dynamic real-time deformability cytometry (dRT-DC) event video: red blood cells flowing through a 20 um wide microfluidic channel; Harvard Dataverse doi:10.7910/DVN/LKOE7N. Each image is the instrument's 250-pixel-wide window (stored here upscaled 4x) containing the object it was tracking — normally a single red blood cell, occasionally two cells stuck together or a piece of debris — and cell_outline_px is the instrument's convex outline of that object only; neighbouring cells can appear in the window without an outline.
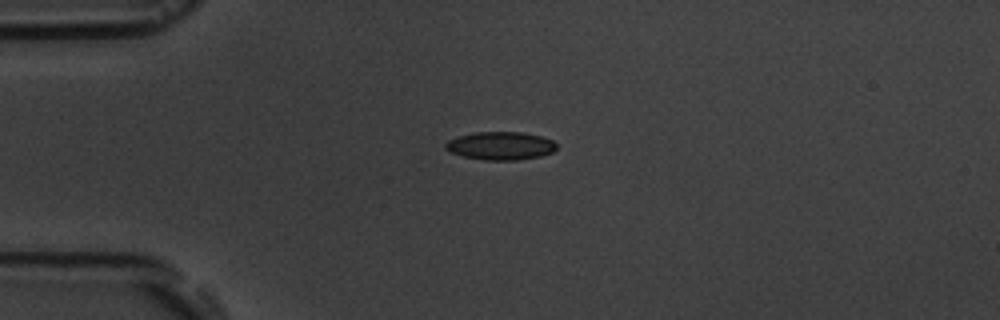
{"species": "common noctule bat (a hibernating species)", "species_latin": "Nyctalus noctula", "temperature_condition": "room temperature", "stored_images_in_passage": 5, "camera_frame_rate_fps": 3000, "um_per_image_px": 0.085, "animal": {"sex": "male", "body_mass_g": 19.5, "forearm_length_mm": 54.6}, "frame": {"image": 1, "passage_image": 4, "time_ms": 3.667, "image_size_px": [1000, 320], "cell_outline_px": [[556, 148], [552, 152], [540, 156], [516, 160], [484, 160], [464, 156], [452, 152], [444, 148], [444, 144], [448, 140], [460, 136], [476, 132], [524, 132], [540, 136], [552, 140], [556, 144]], "centroid_in_image_um": [42.55, 12.39], "position_along_channel_um": 42.5, "area_um2": 18.03}}